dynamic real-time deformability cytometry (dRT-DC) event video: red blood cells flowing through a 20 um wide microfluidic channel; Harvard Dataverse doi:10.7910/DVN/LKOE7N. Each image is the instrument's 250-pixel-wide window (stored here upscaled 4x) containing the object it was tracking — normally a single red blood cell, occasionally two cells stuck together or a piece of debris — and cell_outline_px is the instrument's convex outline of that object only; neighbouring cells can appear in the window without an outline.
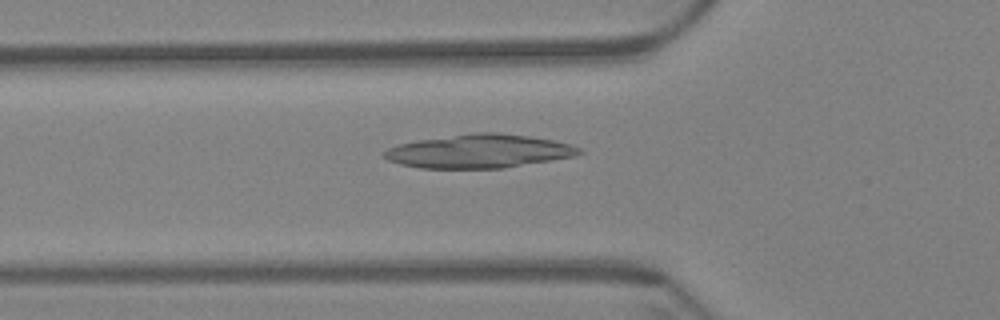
{"species": "Egyptian fruit bat (a non-hibernating species)", "species_latin": "Rousettus aegyptiacus", "temperature_condition": "warm", "stored_images_in_passage": 44, "camera_frame_rate_fps": 3000, "um_per_image_px": 0.085, "animal": {"sex": "female"}, "frame": {"image": 1, "passage_image": 10, "time_ms": 3.0, "image_size_px": [1000, 320], "cell_outline_px": [[584, 152], [576, 156], [504, 168], [420, 168], [400, 164], [388, 160], [384, 156], [384, 152], [388, 148], [400, 144], [416, 140], [476, 132], [496, 132], [528, 136], [552, 140], [572, 144], [580, 148]], "centroid_in_image_um": [40.75, 12.85], "position_along_channel_um": 85.0, "area_um2": 38.09}}
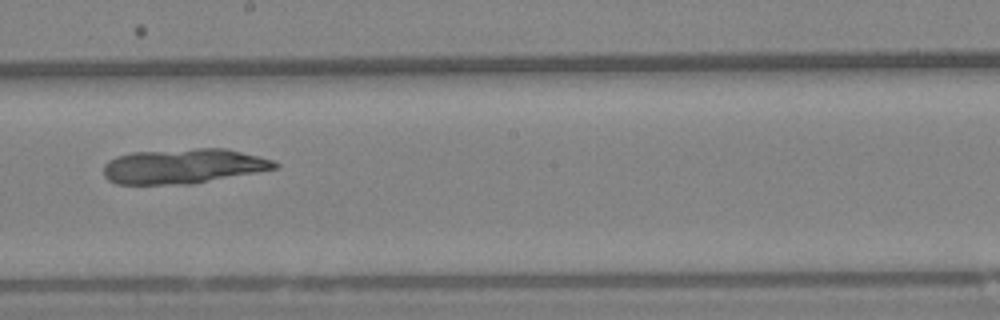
{"frame": {"image": 2, "passage_image": 23, "time_ms": 7.333, "image_size_px": [1000, 320], "cell_outline_px": [[280, 164], [276, 168], [256, 172], [188, 184], [116, 184], [108, 180], [104, 176], [104, 164], [108, 160], [116, 156], [132, 152], [196, 148], [224, 148], [272, 160]], "centroid_in_image_um": [15.51, 14.12], "position_along_channel_um": 232.7, "area_um2": 34.51}}
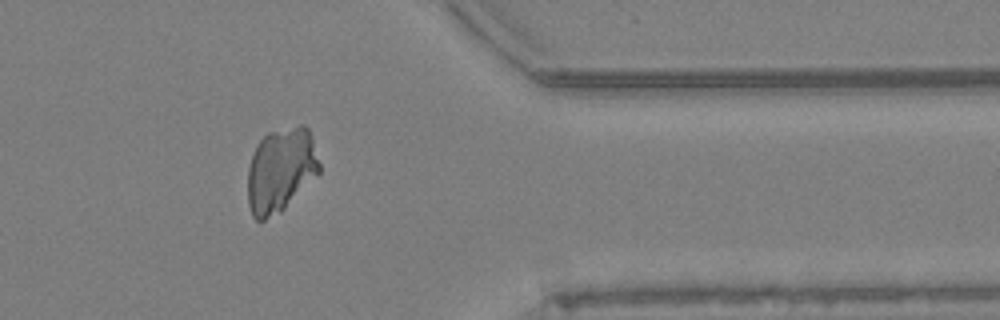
{"frame": {"image": 3, "passage_image": 38, "time_ms": 12.333, "image_size_px": [1000, 320], "cell_outline_px": [[320, 172], [280, 212], [264, 220], [256, 220], [252, 216], [248, 204], [248, 168], [256, 144], [268, 132], [300, 124], [304, 124], [308, 128], [320, 164]], "centroid_in_image_um": [23.85, 14.44], "position_along_channel_um": 387.6, "area_um2": 35.08}}